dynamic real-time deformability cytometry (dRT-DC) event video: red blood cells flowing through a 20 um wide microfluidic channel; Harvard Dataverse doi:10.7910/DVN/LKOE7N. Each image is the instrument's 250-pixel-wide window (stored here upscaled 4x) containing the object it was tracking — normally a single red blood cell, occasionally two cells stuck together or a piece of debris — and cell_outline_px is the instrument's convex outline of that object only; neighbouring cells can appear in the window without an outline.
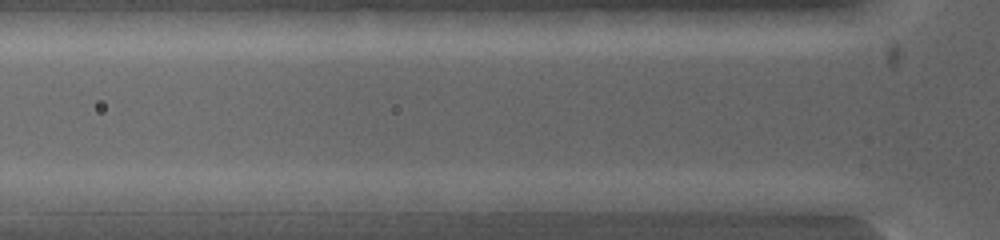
{"species": "common noctule bat (a hibernating species)", "species_latin": "Nyctalus noctula", "temperature_condition": "warm", "stored_images_in_passage": 6, "segment_of_instrument_passage": [2, 2], "camera_frame_rate_fps": 5000, "um_per_image_px": 0.085, "animal": {"sex": "female", "body_mass_g": 19.0, "forearm_length_mm": 53.3}, "frame": {"image": 1, "passage_image": 6, "time_ms": 0.8, "image_size_px": [1000, 240], "cell_outline_px": [[660, 200], [636, 212], [496, 212], [496, 200], [536, 192], [652, 192]], "centroid_in_image_um": [49.07, 17.19], "position_along_channel_um": 76.7, "area_um2": 21.27}}